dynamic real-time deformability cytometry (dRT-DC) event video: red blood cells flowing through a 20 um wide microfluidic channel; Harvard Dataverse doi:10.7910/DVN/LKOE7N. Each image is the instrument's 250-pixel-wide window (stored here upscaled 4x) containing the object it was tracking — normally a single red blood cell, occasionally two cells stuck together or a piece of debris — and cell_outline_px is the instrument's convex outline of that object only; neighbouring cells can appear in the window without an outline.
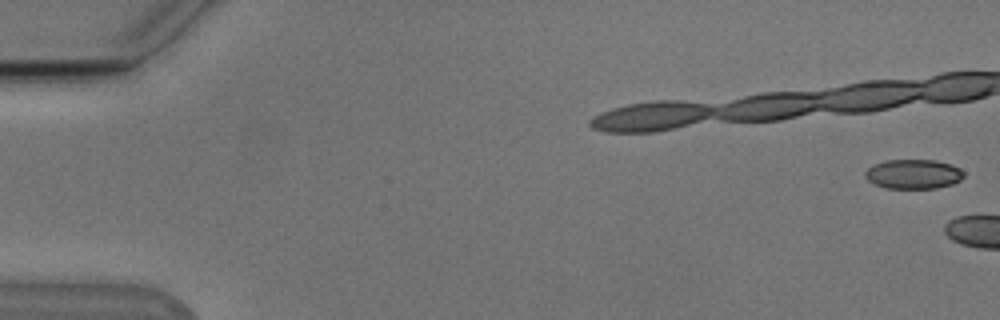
{"species": "Egyptian fruit bat (a non-hibernating species)", "species_latin": "Rousettus aegyptiacus", "temperature_condition": "cold", "stored_images_in_passage": 5, "camera_frame_rate_fps": 3000, "um_per_image_px": 0.085, "animal": {"sex": "male"}, "frame": {"image": 1, "passage_image": 1, "time_ms": 0.0, "image_size_px": [1000, 320], "cell_outline_px": [[964, 176], [960, 180], [952, 184], [936, 188], [884, 188], [868, 180], [864, 176], [864, 172], [872, 164], [888, 160], [936, 160], [952, 164], [960, 168], [964, 172]], "centroid_in_image_um": [77.64, 14.79], "position_along_channel_um": 7.4, "area_um2": 17.05}}